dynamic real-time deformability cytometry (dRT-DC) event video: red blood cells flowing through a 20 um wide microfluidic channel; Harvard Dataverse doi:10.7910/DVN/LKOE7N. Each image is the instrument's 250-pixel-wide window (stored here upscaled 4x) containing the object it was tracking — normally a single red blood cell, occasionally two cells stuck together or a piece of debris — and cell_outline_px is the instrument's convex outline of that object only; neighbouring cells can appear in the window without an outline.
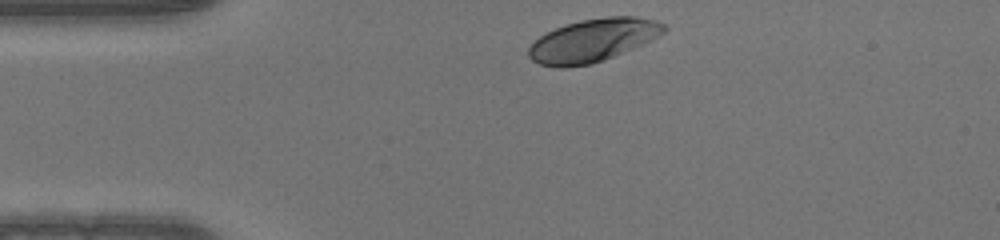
{"species": "human", "species_latin": "Homo sapiens", "temperature_condition": "warm", "stored_images_in_passage": 31, "camera_frame_rate_fps": 3000, "um_per_image_px": 0.085, "donor": {"sex": "male"}, "frame": {"image": 1, "passage_image": 1, "time_ms": 0.0, "image_size_px": [1000, 240], "cell_outline_px": [[668, 28], [664, 32], [632, 48], [604, 60], [592, 64], [564, 68], [556, 68], [540, 64], [532, 60], [528, 56], [528, 48], [540, 36], [556, 28], [580, 20], [608, 16], [636, 16], [656, 20], [668, 24]], "centroid_in_image_um": [50.39, 3.43], "position_along_channel_um": 34.6, "area_um2": 33.7}}
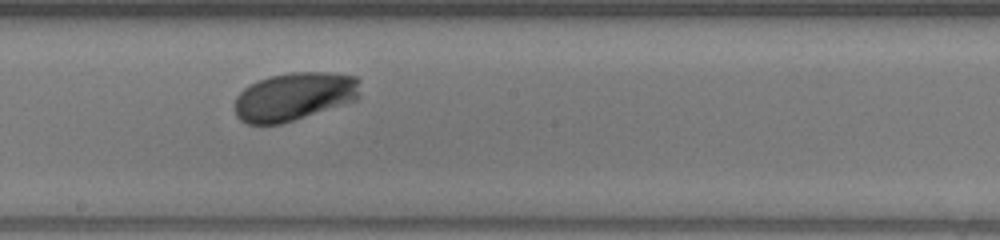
{"frame": {"image": 2, "passage_image": 18, "time_ms": 5.667, "image_size_px": [1000, 240], "cell_outline_px": [[360, 96], [356, 100], [280, 124], [248, 124], [240, 120], [236, 116], [236, 96], [248, 84], [268, 76], [292, 72], [332, 72], [360, 76]], "centroid_in_image_um": [25.04, 8.17], "position_along_channel_um": 223.2, "area_um2": 35.49}}
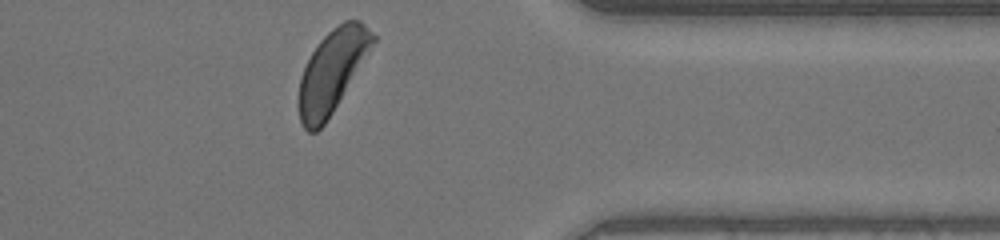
{"frame": {"image": 3, "passage_image": 31, "time_ms": 10.0, "image_size_px": [1000, 240], "cell_outline_px": [[376, 40], [332, 112], [324, 124], [316, 132], [308, 132], [300, 124], [296, 104], [300, 76], [312, 52], [320, 40], [332, 28], [344, 20], [360, 20], [376, 36]], "centroid_in_image_um": [28.17, 6.07], "position_along_channel_um": 383.2, "area_um2": 35.32}}